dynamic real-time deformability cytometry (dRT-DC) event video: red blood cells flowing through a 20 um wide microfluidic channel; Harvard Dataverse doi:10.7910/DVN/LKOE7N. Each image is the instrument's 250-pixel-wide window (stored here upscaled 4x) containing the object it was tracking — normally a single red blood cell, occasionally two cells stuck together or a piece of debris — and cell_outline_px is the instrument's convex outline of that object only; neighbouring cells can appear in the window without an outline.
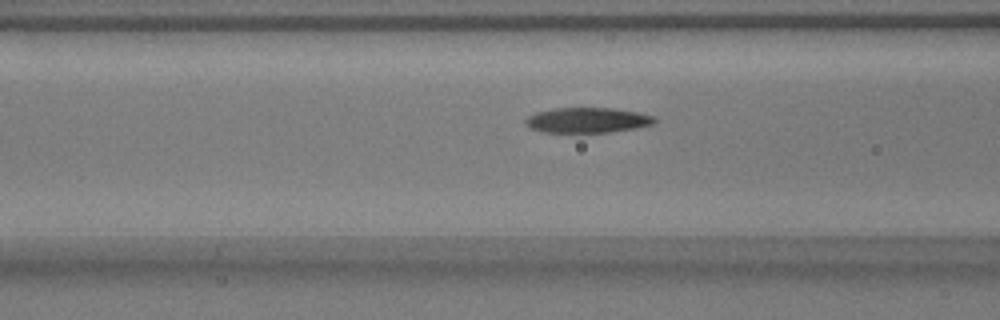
{"species": "common noctule bat (a hibernating species)", "species_latin": "Nyctalus noctula", "temperature_condition": "warm", "stored_images_in_passage": 40, "camera_frame_rate_fps": 3000, "um_per_image_px": 0.085, "animal": {"sex": "male", "body_mass_g": 17.9}, "frame": {"image": 1, "passage_image": 7, "time_ms": 2.0, "image_size_px": [1000, 320], "cell_outline_px": [[656, 120], [652, 124], [636, 128], [608, 132], [540, 132], [528, 128], [524, 124], [524, 120], [528, 116], [536, 112], [552, 108], [612, 108], [640, 112], [656, 116]], "centroid_in_image_um": [49.9, 10.21], "position_along_channel_um": 116.7, "area_um2": 19.19}}
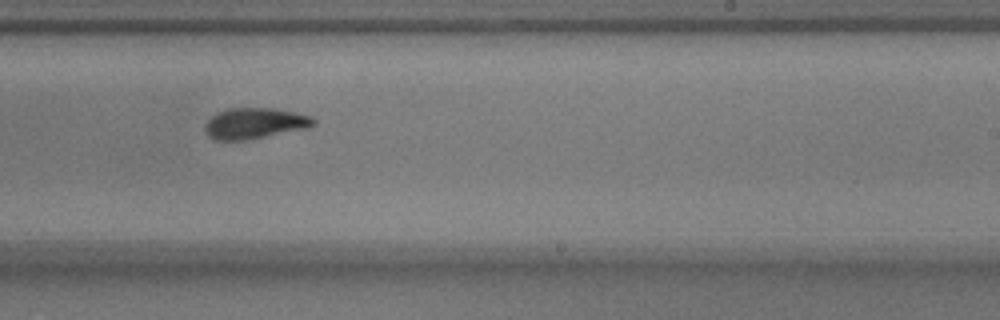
{"frame": {"image": 2, "passage_image": 19, "time_ms": 6.0, "image_size_px": [1000, 320], "cell_outline_px": [[316, 124], [308, 128], [248, 140], [216, 140], [208, 136], [204, 128], [204, 124], [216, 112], [228, 108], [272, 108], [296, 112], [312, 116], [316, 120]], "centroid_in_image_um": [21.66, 10.48], "position_along_channel_um": 267.3, "area_um2": 19.77}}
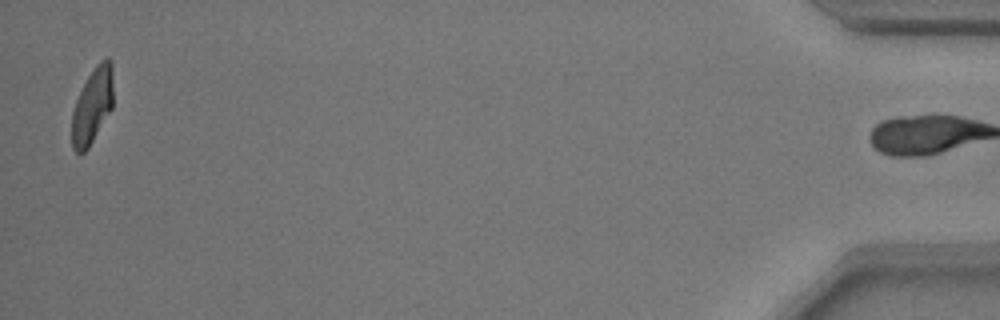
{"frame": {"image": 3, "passage_image": 39, "time_ms": 12.667, "image_size_px": [1000, 320], "cell_outline_px": [[112, 108], [88, 148], [84, 152], [76, 152], [72, 148], [72, 112], [76, 100], [88, 76], [96, 64], [100, 60], [108, 56], [112, 64]], "centroid_in_image_um": [7.85, 8.97], "position_along_channel_um": 427.4, "area_um2": 18.03}, "authors_computed_cell_mechanics": {"area_um2": 19.7676, "velocity_mm_per_s": 3.7702, "shape_relaxation_time_tau1_ms": 4.9999, "shape_relaxation_time_tau2_ms": 1.6709, "deformation_change_tau1": 0.2015, "deformation_change_tau2": 0.0798}}